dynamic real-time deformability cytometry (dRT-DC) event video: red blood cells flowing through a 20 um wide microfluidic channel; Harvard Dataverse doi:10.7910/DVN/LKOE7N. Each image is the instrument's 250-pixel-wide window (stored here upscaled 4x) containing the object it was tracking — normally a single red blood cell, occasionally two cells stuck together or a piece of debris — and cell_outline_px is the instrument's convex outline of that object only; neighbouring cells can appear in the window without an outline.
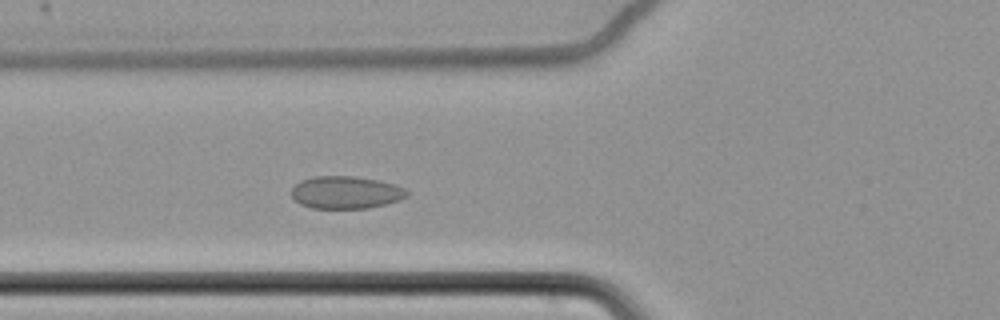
{"species": "common noctule bat (a hibernating species)", "species_latin": "Nyctalus noctula", "temperature_condition": "cold", "stored_images_in_passage": 54, "camera_frame_rate_fps": 3000, "um_per_image_px": 0.085, "animal": {"sex": "female", "body_mass_g": 22.7, "forearm_length_mm": 54.2}, "frame": {"image": 1, "passage_image": 17, "time_ms": 5.333, "image_size_px": [1000, 320], "cell_outline_px": [[408, 196], [400, 200], [368, 208], [312, 208], [300, 204], [292, 196], [292, 188], [300, 180], [312, 176], [352, 176], [376, 180], [392, 184], [404, 188], [408, 192]], "centroid_in_image_um": [29.37, 16.35], "position_along_channel_um": 96.4, "area_um2": 21.73}}
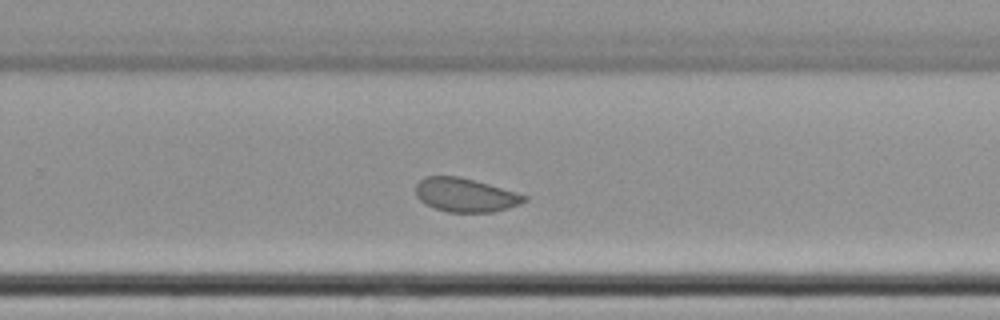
{"frame": {"image": 2, "passage_image": 34, "time_ms": 11.0, "image_size_px": [1000, 320], "cell_outline_px": [[528, 200], [508, 208], [492, 212], [448, 212], [424, 204], [416, 196], [416, 184], [424, 176], [460, 176], [488, 184], [528, 196]], "centroid_in_image_um": [39.53, 16.57], "position_along_channel_um": 290.3, "area_um2": 21.27}}
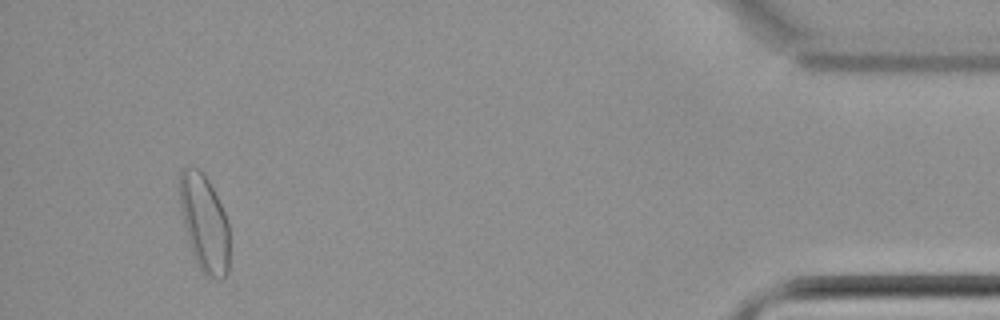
{"frame": {"image": 3, "passage_image": 51, "time_ms": 16.667, "image_size_px": [1000, 320], "cell_outline_px": [[228, 272], [220, 280], [204, 276], [196, 264], [188, 240], [180, 208], [180, 172], [188, 164], [200, 168], [204, 172], [228, 220]], "centroid_in_image_um": [17.36, 18.95], "position_along_channel_um": 417.8, "area_um2": 28.21}, "authors_computed_cell_mechanics": {"area_um2": 22.8888, "velocity_mm_per_s": 3.4262, "shape_relaxation_time_tau1_ms": null, "shape_relaxation_time_tau2_ms": 2.4286, "deformation_change_tau1": null, "deformation_change_tau2": 0.028}}